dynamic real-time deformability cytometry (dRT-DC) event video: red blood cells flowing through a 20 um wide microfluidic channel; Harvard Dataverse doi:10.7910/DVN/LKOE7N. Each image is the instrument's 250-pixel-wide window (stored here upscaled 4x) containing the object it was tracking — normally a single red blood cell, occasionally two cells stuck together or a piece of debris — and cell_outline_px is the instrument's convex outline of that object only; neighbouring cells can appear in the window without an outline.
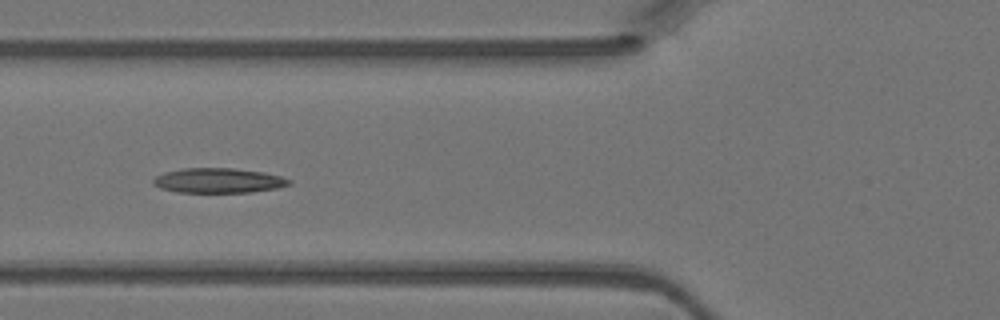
{"species": "Egyptian fruit bat (a non-hibernating species)", "species_latin": "Rousettus aegyptiacus", "temperature_condition": "warm", "stored_images_in_passage": 4, "camera_frame_rate_fps": 3000, "um_per_image_px": 0.085, "animal": {"sex": "female"}, "frame": {"image": 1, "passage_image": 4, "time_ms": 1.0, "image_size_px": [1000, 320], "cell_outline_px": [[292, 184], [276, 188], [252, 192], [176, 192], [160, 188], [152, 184], [152, 180], [156, 176], [164, 172], [180, 168], [232, 168], [264, 172], [280, 176], [292, 180]], "centroid_in_image_um": [18.55, 15.34], "position_along_channel_um": 107.3, "area_um2": 19.77}}